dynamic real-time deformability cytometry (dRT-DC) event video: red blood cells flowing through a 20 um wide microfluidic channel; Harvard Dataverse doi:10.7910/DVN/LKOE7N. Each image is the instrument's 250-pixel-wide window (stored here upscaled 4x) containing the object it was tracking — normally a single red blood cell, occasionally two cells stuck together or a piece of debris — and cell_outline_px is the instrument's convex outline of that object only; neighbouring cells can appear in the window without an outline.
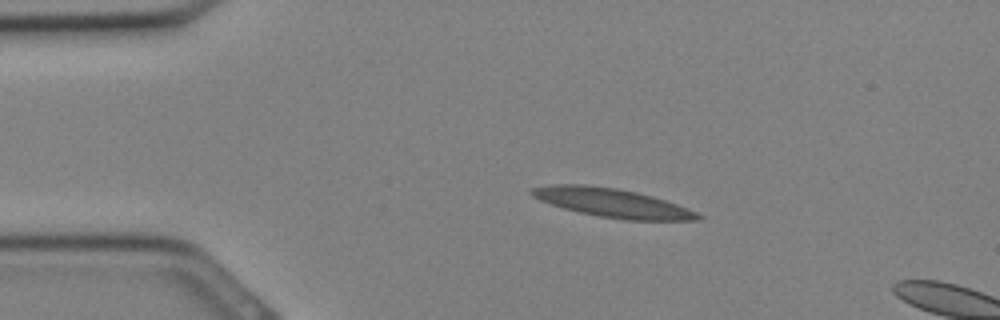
{"species": "Egyptian fruit bat (a non-hibernating species)", "species_latin": "Rousettus aegyptiacus", "temperature_condition": "cold", "stored_images_in_passage": 3, "camera_frame_rate_fps": 3000, "um_per_image_px": 0.085, "animal": {"sex": "female"}, "frame": {"image": 1, "passage_image": 1, "time_ms": 0.0, "image_size_px": [1000, 320], "cell_outline_px": [[704, 220], [624, 220], [600, 216], [580, 212], [564, 208], [540, 200], [532, 196], [528, 192], [532, 188], [552, 184], [584, 184], [616, 188], [636, 192], [652, 196], [688, 208], [704, 216]], "centroid_in_image_um": [52.06, 17.24], "position_along_channel_um": 32.9, "area_um2": 27.74}}